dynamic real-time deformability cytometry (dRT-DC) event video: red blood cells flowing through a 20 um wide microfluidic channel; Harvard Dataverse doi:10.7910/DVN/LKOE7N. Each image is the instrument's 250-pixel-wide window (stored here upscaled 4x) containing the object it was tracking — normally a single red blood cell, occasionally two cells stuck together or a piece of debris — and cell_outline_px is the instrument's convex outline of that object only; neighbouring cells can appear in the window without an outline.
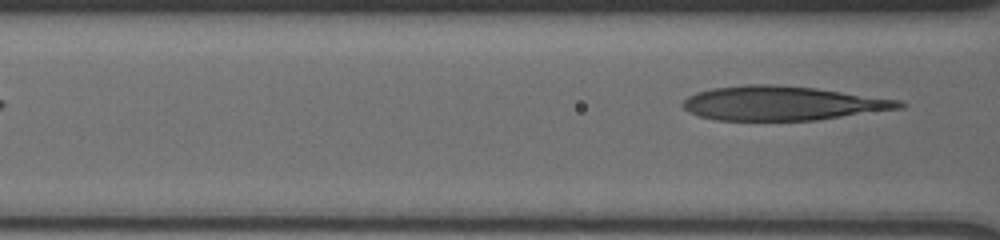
{"species": "human", "species_latin": "Homo sapiens", "temperature_condition": "cold", "stored_images_in_passage": 9, "segment_of_instrument_passage": [2, 2], "camera_frame_rate_fps": 3000, "um_per_image_px": 0.085, "donor": {"sex": "male"}, "frame": {"image": 1, "passage_image": 9, "time_ms": 8.0, "image_size_px": [1000, 240], "cell_outline_px": [[908, 104], [904, 108], [816, 120], [716, 120], [700, 116], [688, 112], [680, 104], [688, 96], [696, 92], [712, 88], [744, 84], [772, 84], [816, 88], [900, 100]], "centroid_in_image_um": [66.5, 8.77], "position_along_channel_um": 100.1, "area_um2": 43.23}}